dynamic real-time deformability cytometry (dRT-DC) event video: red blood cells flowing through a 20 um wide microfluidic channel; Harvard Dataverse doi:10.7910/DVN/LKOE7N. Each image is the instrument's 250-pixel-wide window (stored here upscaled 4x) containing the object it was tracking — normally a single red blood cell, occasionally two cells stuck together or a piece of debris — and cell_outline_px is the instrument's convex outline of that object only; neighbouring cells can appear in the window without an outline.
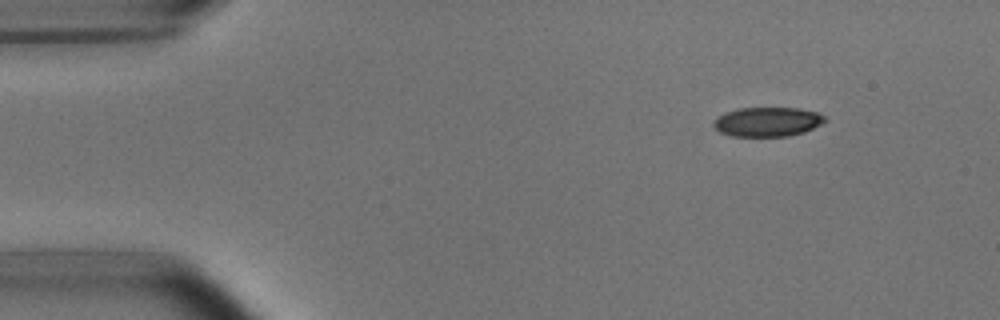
{"species": "common noctule bat (a hibernating species)", "species_latin": "Nyctalus noctula", "temperature_condition": "room temperature", "stored_images_in_passage": 47, "camera_frame_rate_fps": 3000, "um_per_image_px": 0.085, "animal": {"sex": "male", "body_mass_g": 15.6}, "frame": {"image": 1, "passage_image": 1, "time_ms": 0.0, "image_size_px": [1000, 320], "cell_outline_px": [[828, 120], [804, 132], [788, 136], [732, 136], [720, 132], [712, 124], [716, 116], [724, 112], [740, 108], [800, 108], [816, 112], [828, 116]], "centroid_in_image_um": [65.24, 10.34], "position_along_channel_um": 19.8, "area_um2": 19.19}}
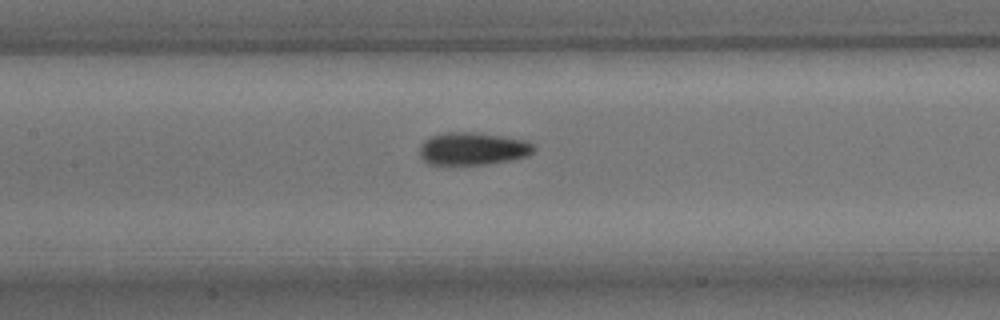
{"frame": {"image": 2, "passage_image": 19, "time_ms": 6.0, "image_size_px": [1000, 320], "cell_outline_px": [[536, 148], [528, 156], [512, 160], [488, 164], [428, 164], [420, 156], [420, 148], [424, 140], [432, 136], [448, 132], [468, 132], [500, 136], [528, 140]], "centroid_in_image_um": [40.21, 12.65], "position_along_channel_um": 167.2, "area_um2": 21.56}}
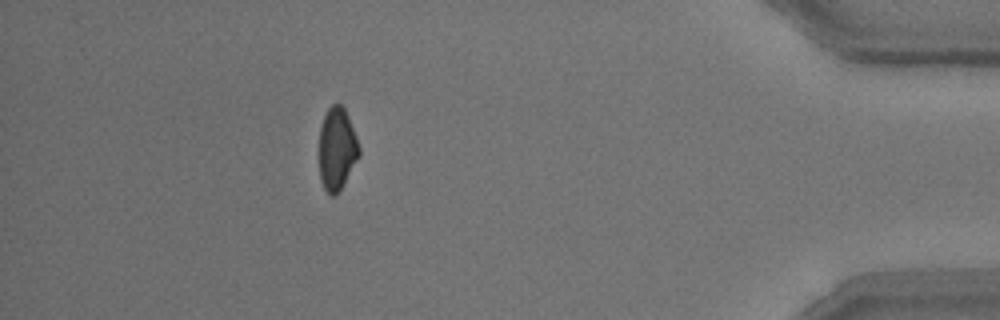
{"frame": {"image": 3, "passage_image": 42, "time_ms": 13.667, "image_size_px": [1000, 320], "cell_outline_px": [[360, 156], [340, 188], [332, 196], [324, 188], [320, 180], [320, 128], [324, 116], [328, 108], [332, 104], [340, 104], [344, 108], [356, 136], [360, 148]], "centroid_in_image_um": [28.64, 12.63], "position_along_channel_um": 406.6, "area_um2": 18.79}, "authors_computed_cell_mechanics": {"area_um2": 20.519, "velocity_mm_per_s": 3.7917, "shape_relaxation_time_tau1_ms": 3.7159, "shape_relaxation_time_tau2_ms": 3.1885, "deformation_change_tau1": 0.1175, "deformation_change_tau2": 0.0877}}